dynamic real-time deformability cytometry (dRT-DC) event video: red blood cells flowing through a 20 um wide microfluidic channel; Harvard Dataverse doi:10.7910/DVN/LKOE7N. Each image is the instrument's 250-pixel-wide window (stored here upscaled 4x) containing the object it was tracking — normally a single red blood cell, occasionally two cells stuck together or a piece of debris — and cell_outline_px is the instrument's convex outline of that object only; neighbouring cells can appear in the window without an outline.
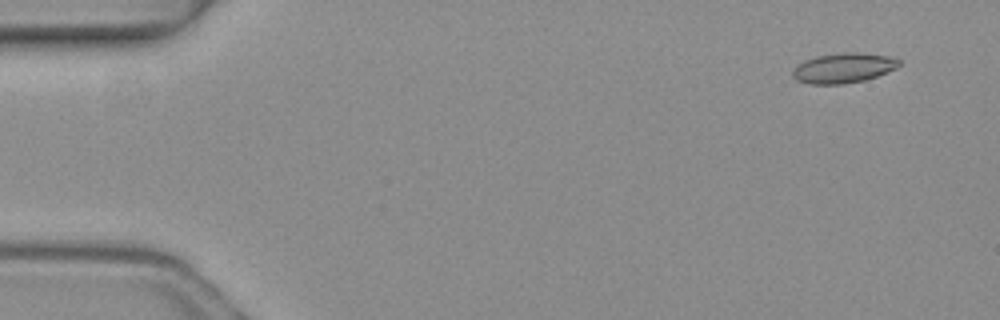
{"species": "common noctule bat (a hibernating species)", "species_latin": "Nyctalus noctula", "temperature_condition": "warm", "stored_images_in_passage": 4, "camera_frame_rate_fps": 3000, "um_per_image_px": 0.085, "animal": {"sex": "female", "body_mass_g": 19.3, "forearm_length_mm": 54.1}, "frame": {"image": 1, "passage_image": 1, "time_ms": 0.0, "image_size_px": [1000, 320], "cell_outline_px": [[900, 64], [896, 68], [876, 76], [864, 80], [840, 84], [812, 84], [796, 80], [792, 76], [792, 72], [804, 60], [816, 56], [844, 52], [860, 52], [888, 56], [900, 60]], "centroid_in_image_um": [71.69, 5.77], "position_along_channel_um": 13.3, "area_um2": 18.38}}
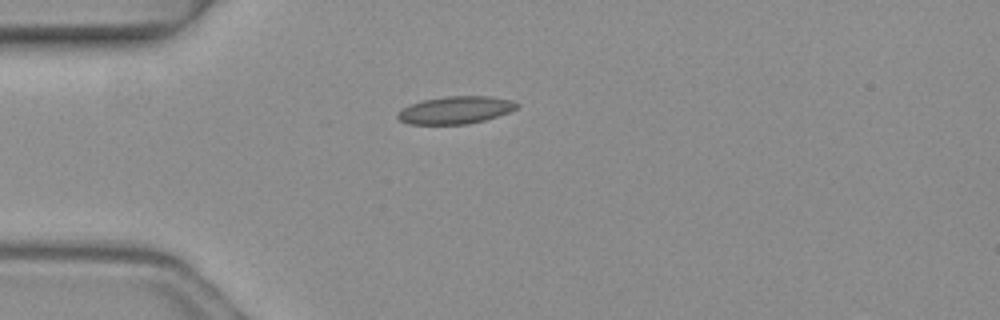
{"frame": {"image": 2, "passage_image": 4, "time_ms": 1.0, "image_size_px": [1000, 320], "cell_outline_px": [[520, 104], [516, 108], [508, 112], [484, 120], [468, 124], [408, 124], [400, 120], [396, 116], [396, 112], [412, 104], [424, 100], [444, 96], [488, 96], [512, 100]], "centroid_in_image_um": [38.71, 9.35], "position_along_channel_um": 46.3, "area_um2": 18.96}}